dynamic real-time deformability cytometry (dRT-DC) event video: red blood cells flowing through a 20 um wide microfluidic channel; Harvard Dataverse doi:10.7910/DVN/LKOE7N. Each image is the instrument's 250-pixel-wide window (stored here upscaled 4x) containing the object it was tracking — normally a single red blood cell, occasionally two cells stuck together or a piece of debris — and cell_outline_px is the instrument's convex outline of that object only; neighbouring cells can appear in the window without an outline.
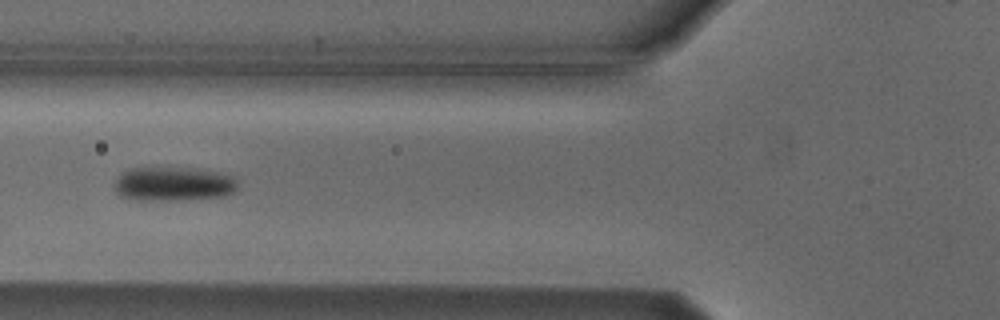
{"species": "Egyptian fruit bat (a non-hibernating species)", "species_latin": "Rousettus aegyptiacus", "temperature_condition": "cold", "stored_images_in_passage": 6, "camera_frame_rate_fps": 3000, "um_per_image_px": 0.085, "animal": {"sex": "male"}, "frame": {"image": 1, "passage_image": 6, "time_ms": 6.0, "image_size_px": [1000, 320], "cell_outline_px": [[236, 192], [224, 196], [176, 200], [136, 200], [120, 196], [116, 192], [116, 180], [128, 168], [196, 168], [216, 172], [232, 176], [236, 180]], "centroid_in_image_um": [14.75, 15.64], "position_along_channel_um": 111.0, "area_um2": 24.33}}